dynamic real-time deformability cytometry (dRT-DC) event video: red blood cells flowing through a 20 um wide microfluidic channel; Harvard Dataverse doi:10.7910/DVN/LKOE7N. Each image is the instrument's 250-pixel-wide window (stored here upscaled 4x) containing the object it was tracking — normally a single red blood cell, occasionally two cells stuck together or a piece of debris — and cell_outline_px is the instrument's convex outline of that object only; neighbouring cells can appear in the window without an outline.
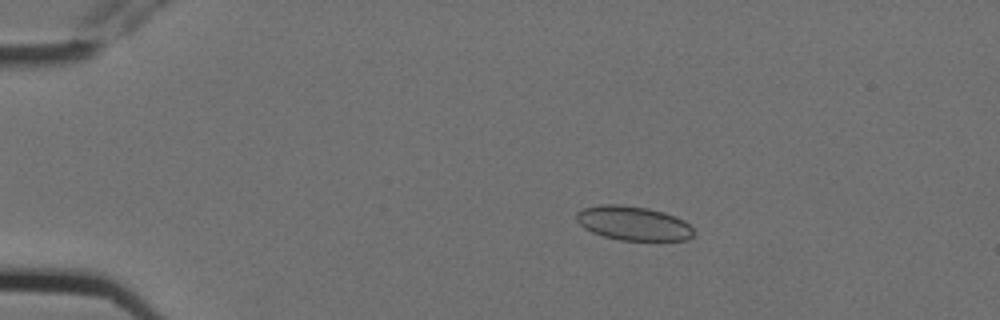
{"species": "Egyptian fruit bat (a non-hibernating species)", "species_latin": "Rousettus aegyptiacus", "temperature_condition": "cold", "stored_images_in_passage": 5, "camera_frame_rate_fps": 3000, "um_per_image_px": 0.085, "animal": {"sex": "female"}, "frame": {"image": 1, "passage_image": 2, "time_ms": 0.333, "image_size_px": [1000, 320], "cell_outline_px": [[696, 232], [688, 240], [620, 240], [604, 236], [592, 232], [584, 228], [576, 220], [576, 212], [584, 208], [600, 204], [620, 204], [648, 208], [664, 212], [676, 216], [684, 220]], "centroid_in_image_um": [53.84, 18.97], "position_along_channel_um": 31.2, "area_um2": 23.47}}
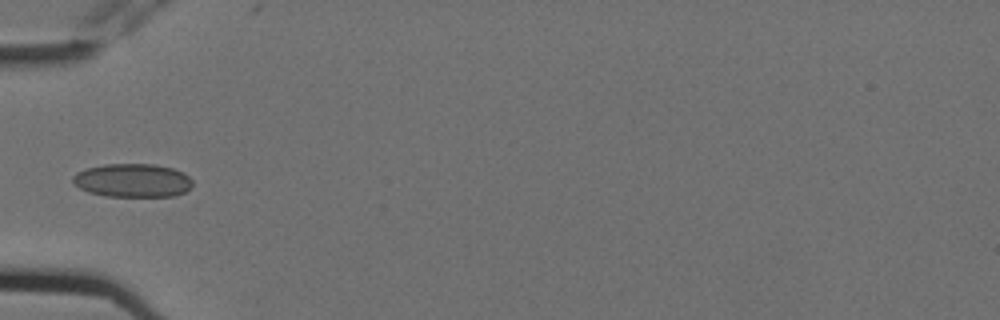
{"frame": {"image": 2, "passage_image": 4, "time_ms": 1.0, "image_size_px": [1000, 320], "cell_outline_px": [[192, 188], [184, 192], [172, 196], [108, 196], [88, 192], [80, 188], [72, 180], [72, 176], [76, 172], [88, 168], [104, 164], [156, 164], [172, 168], [184, 172], [192, 180]], "centroid_in_image_um": [11.29, 15.33], "position_along_channel_um": 73.7, "area_um2": 23.41}}